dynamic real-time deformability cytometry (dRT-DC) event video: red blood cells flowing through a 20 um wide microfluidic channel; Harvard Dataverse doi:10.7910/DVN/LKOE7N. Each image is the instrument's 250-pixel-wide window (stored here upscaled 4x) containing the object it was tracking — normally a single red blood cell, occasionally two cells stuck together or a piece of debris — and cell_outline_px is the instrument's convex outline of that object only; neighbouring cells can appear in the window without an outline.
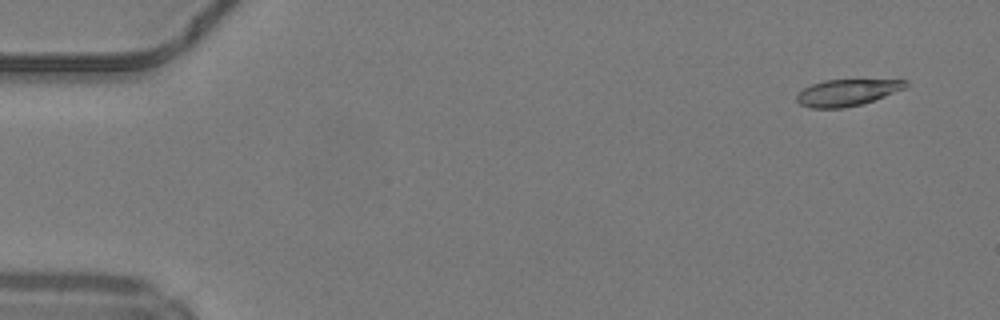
{"species": "common noctule bat (a hibernating species)", "species_latin": "Nyctalus noctula", "temperature_condition": "warm", "stored_images_in_passage": 50, "camera_frame_rate_fps": 3000, "um_per_image_px": 0.085, "animal": {"sex": "male", "body_mass_g": 19.2, "forearm_length_mm": 51.8}, "frame": {"image": 1, "passage_image": 4, "time_ms": 1.0, "image_size_px": [1000, 320], "cell_outline_px": [[908, 84], [904, 88], [884, 96], [860, 104], [844, 108], [812, 108], [800, 104], [796, 100], [796, 96], [804, 88], [812, 84], [824, 80], [908, 80]], "centroid_in_image_um": [71.96, 7.86], "position_along_channel_um": 13.0, "area_um2": 16.53}}
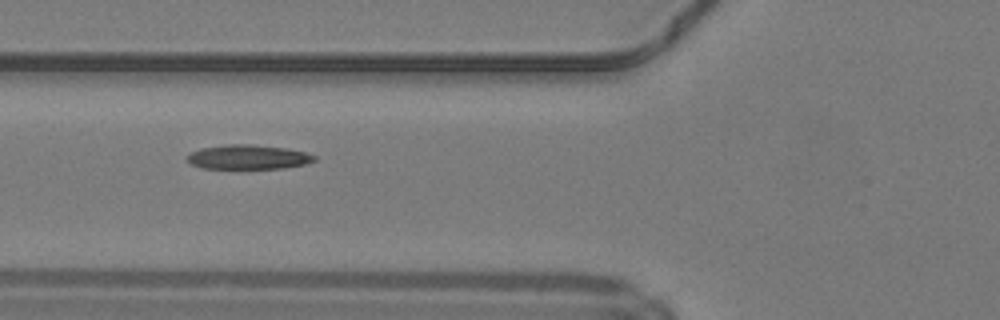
{"frame": {"image": 2, "passage_image": 20, "time_ms": 6.333, "image_size_px": [1000, 320], "cell_outline_px": [[316, 160], [304, 164], [284, 168], [200, 168], [192, 164], [184, 156], [200, 148], [224, 144], [252, 144], [288, 148], [304, 152], [316, 156]], "centroid_in_image_um": [21.07, 13.34], "position_along_channel_um": 104.7, "area_um2": 18.15}}
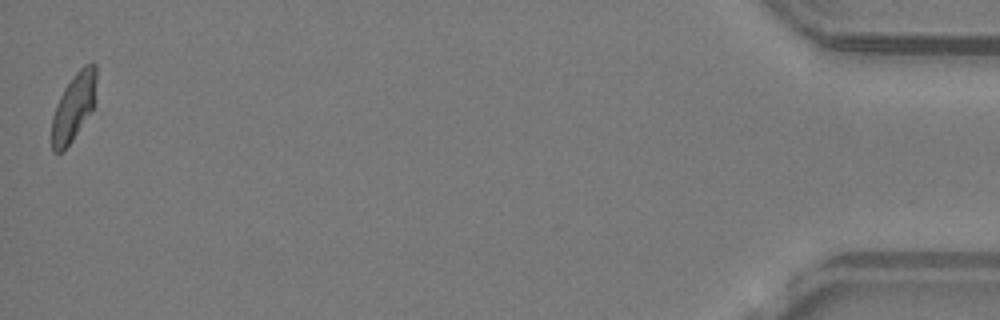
{"frame": {"image": 3, "passage_image": 50, "time_ms": 16.333, "image_size_px": [1000, 320], "cell_outline_px": [[96, 80], [92, 108], [72, 140], [64, 152], [52, 152], [52, 116], [56, 104], [64, 88], [72, 76], [84, 64], [92, 60], [96, 64]], "centroid_in_image_um": [6.24, 9.06], "position_along_channel_um": 429.0, "area_um2": 17.34}, "authors_computed_cell_mechanics": {"area_um2": 18.3226, "velocity_mm_per_s": 4.1868, "shape_relaxation_time_tau1_ms": 8.4009, "shape_relaxation_time_tau2_ms": 3.4496, "deformation_change_tau1": 0.1925, "deformation_change_tau2": 0.105}}